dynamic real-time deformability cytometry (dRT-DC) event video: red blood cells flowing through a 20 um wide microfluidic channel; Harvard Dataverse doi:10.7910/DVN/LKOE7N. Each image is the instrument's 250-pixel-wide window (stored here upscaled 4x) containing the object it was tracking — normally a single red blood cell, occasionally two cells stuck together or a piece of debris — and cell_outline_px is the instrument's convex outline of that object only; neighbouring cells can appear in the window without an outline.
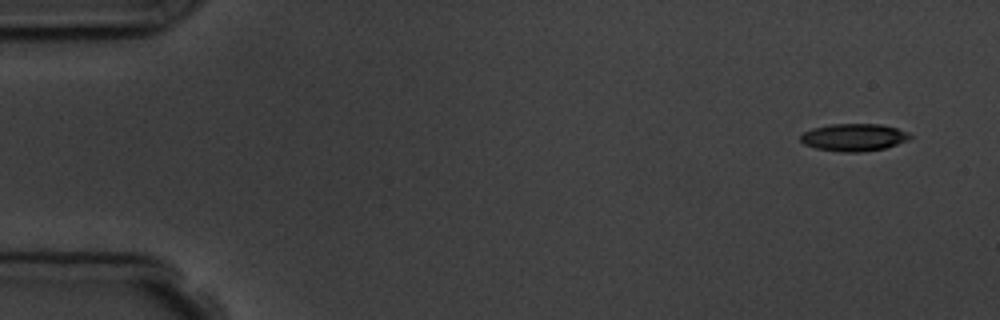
{"species": "common noctule bat (a hibernating species)", "species_latin": "Nyctalus noctula", "temperature_condition": "room temperature", "stored_images_in_passage": 4, "camera_frame_rate_fps": 3000, "um_per_image_px": 0.085, "animal": {"sex": "male", "body_mass_g": 19.5, "forearm_length_mm": 54.6}, "frame": {"image": 1, "passage_image": 1, "time_ms": 0.0, "image_size_px": [1000, 320], "cell_outline_px": [[912, 136], [908, 140], [884, 148], [860, 152], [840, 152], [816, 148], [804, 144], [800, 140], [800, 136], [804, 132], [812, 128], [832, 124], [880, 124], [896, 128], [908, 132]], "centroid_in_image_um": [72.56, 11.67], "position_along_channel_um": 12.4, "area_um2": 17.4}}
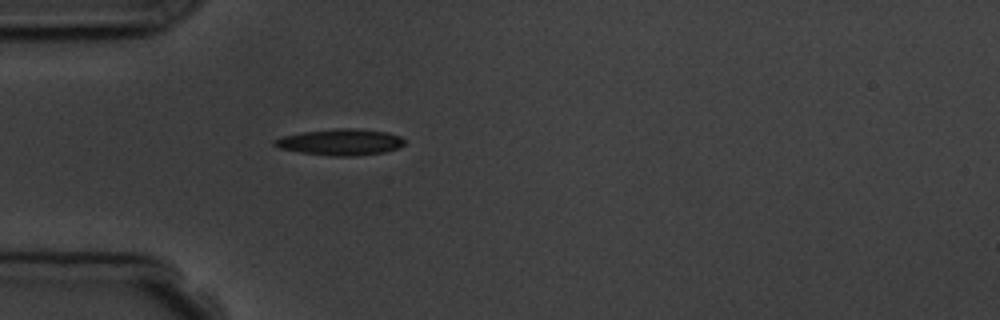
{"frame": {"image": 2, "passage_image": 4, "time_ms": 4.333, "image_size_px": [1000, 320], "cell_outline_px": [[404, 144], [400, 148], [384, 152], [352, 156], [332, 156], [300, 152], [280, 148], [272, 144], [272, 140], [284, 136], [304, 132], [336, 128], [352, 128], [388, 132], [400, 136], [404, 140]], "centroid_in_image_um": [28.96, 12.08], "position_along_channel_um": 56.0, "area_um2": 19.83}}